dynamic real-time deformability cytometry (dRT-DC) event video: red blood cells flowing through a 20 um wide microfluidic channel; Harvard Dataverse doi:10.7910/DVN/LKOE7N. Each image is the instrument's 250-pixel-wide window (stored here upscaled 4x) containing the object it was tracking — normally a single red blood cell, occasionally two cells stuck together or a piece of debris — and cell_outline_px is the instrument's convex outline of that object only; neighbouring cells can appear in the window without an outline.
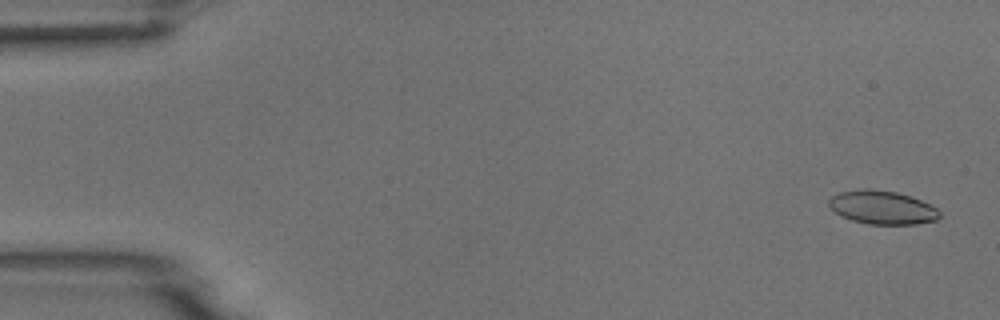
{"species": "common noctule bat (a hibernating species)", "species_latin": "Nyctalus noctula", "temperature_condition": "room temperature", "stored_images_in_passage": 5, "camera_frame_rate_fps": 3000, "um_per_image_px": 0.085, "animal": {"sex": "male", "body_mass_g": 18.8}, "frame": {"image": 1, "passage_image": 1, "time_ms": 0.0, "image_size_px": [1000, 320], "cell_outline_px": [[940, 216], [936, 220], [916, 224], [868, 224], [852, 220], [840, 216], [828, 208], [828, 200], [832, 196], [840, 192], [864, 188], [868, 188], [896, 192], [920, 200], [936, 208], [940, 212]], "centroid_in_image_um": [74.93, 17.63], "position_along_channel_um": 10.1, "area_um2": 21.62}}
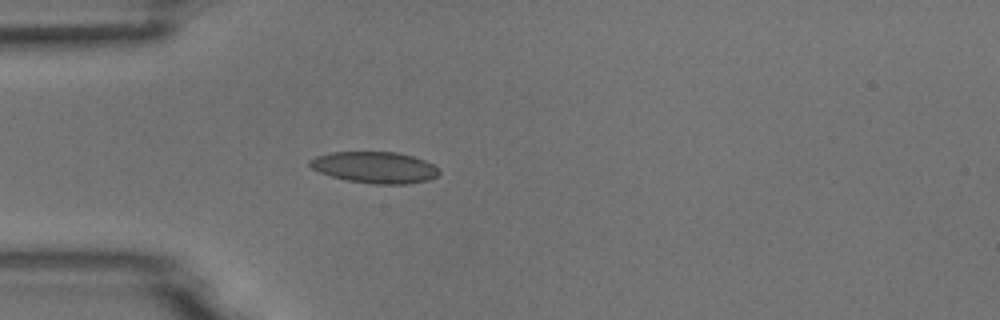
{"frame": {"image": 2, "passage_image": 5, "time_ms": 4.333, "image_size_px": [1000, 320], "cell_outline_px": [[440, 172], [436, 176], [428, 180], [408, 184], [372, 184], [348, 180], [332, 176], [320, 172], [312, 168], [308, 164], [308, 160], [316, 156], [332, 152], [396, 152], [412, 156], [424, 160], [440, 168]], "centroid_in_image_um": [31.87, 14.23], "position_along_channel_um": 53.1, "area_um2": 23.64}}